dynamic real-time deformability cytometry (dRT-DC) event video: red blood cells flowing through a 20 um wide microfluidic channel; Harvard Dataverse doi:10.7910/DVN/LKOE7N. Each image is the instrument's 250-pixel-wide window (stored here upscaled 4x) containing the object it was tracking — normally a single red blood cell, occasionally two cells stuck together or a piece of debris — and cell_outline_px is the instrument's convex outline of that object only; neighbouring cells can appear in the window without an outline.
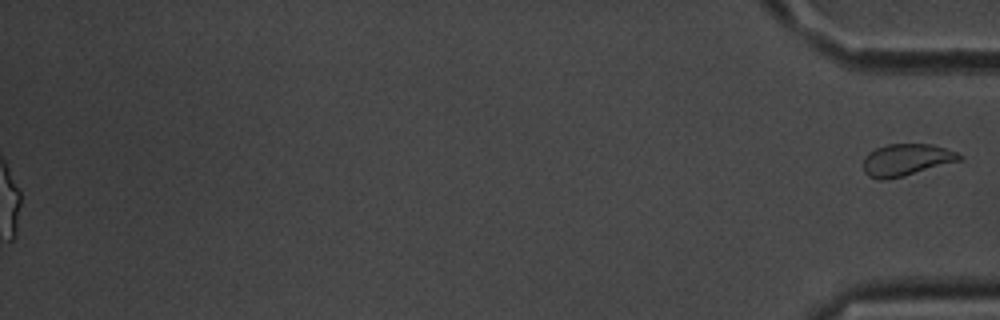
{"species": "common noctule bat (a hibernating species)", "species_latin": "Nyctalus noctula", "temperature_condition": "room temperature", "stored_images_in_passage": 55, "segment_of_instrument_passage": [2, 2], "camera_frame_rate_fps": 3000, "um_per_image_px": 0.085, "animal": {"sex": "male", "body_mass_g": 20.1, "forearm_length_mm": 53.5}, "frame": {"image": 1, "passage_image": 55, "time_ms": 18.0, "image_size_px": [1000, 320], "cell_outline_px": [[964, 160], [904, 176], [888, 180], [880, 180], [868, 176], [864, 172], [864, 156], [868, 152], [876, 148], [888, 144], [932, 144], [956, 152], [964, 156]], "centroid_in_image_um": [77.06, 13.6], "position_along_channel_um": 358.1, "area_um2": 18.15}}